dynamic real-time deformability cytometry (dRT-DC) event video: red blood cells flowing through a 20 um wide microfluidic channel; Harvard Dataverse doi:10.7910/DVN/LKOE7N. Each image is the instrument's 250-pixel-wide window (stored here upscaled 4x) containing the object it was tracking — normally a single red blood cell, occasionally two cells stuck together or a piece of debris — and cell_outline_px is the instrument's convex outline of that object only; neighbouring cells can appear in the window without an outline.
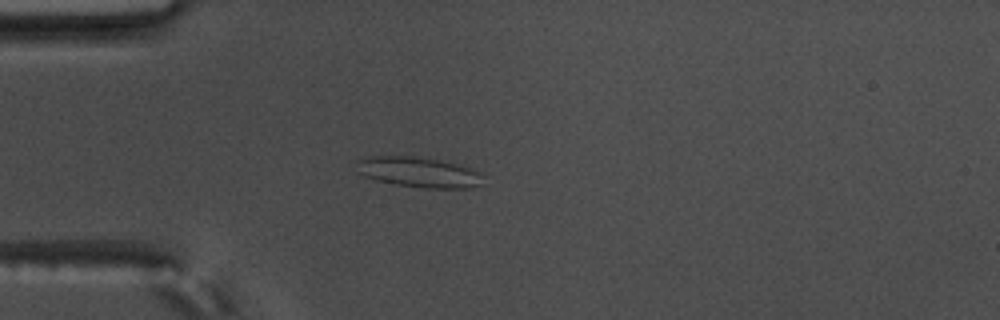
{"species": "common noctule bat (a hibernating species)", "species_latin": "Nyctalus noctula", "temperature_condition": "warm", "stored_images_in_passage": 56, "camera_frame_rate_fps": 3000, "um_per_image_px": 0.085, "animal": {"sex": "male", "body_mass_g": 17.5, "forearm_length_mm": 52.3}, "frame": {"image": 1, "passage_image": 14, "time_ms": 4.333, "image_size_px": [1000, 320], "cell_outline_px": [[484, 184], [468, 188], [424, 188], [396, 184], [376, 180], [364, 176], [356, 172], [356, 160], [368, 156], [412, 156], [436, 160], [456, 164], [484, 172]], "centroid_in_image_um": [35.6, 14.64], "position_along_channel_um": 49.4, "area_um2": 22.6}}
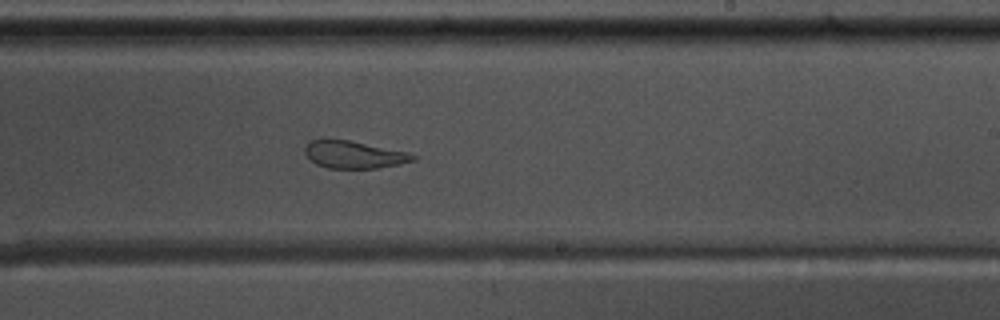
{"frame": {"image": 2, "passage_image": 33, "time_ms": 10.667, "image_size_px": [1000, 320], "cell_outline_px": [[416, 160], [400, 164], [376, 168], [328, 168], [316, 164], [304, 152], [304, 148], [312, 140], [348, 140], [408, 152], [416, 156]], "centroid_in_image_um": [30.12, 13.15], "position_along_channel_um": 258.9, "area_um2": 16.94}}
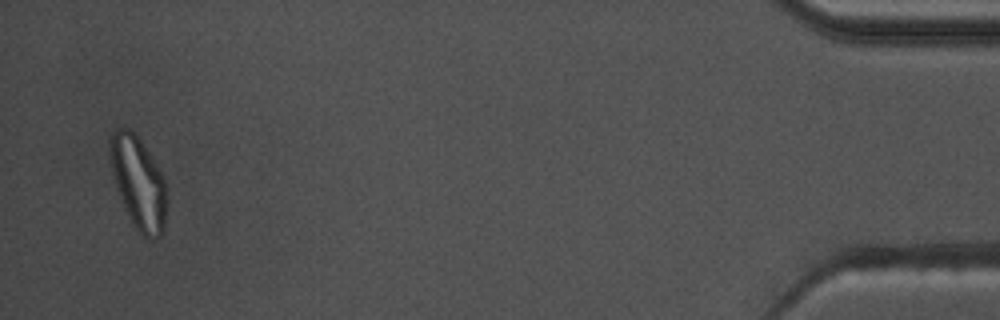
{"frame": {"image": 3, "passage_image": 54, "time_ms": 17.667, "image_size_px": [1000, 320], "cell_outline_px": [[168, 196], [164, 232], [156, 240], [152, 240], [144, 236], [132, 224], [128, 216], [120, 196], [112, 172], [108, 148], [108, 140], [112, 132], [116, 128], [128, 128], [140, 140], [152, 156], [164, 176]], "centroid_in_image_um": [11.79, 15.55], "position_along_channel_um": 423.4, "area_um2": 30.98}, "authors_computed_cell_mechanics": {"area_um2": 22.831, "velocity_mm_per_s": 3.5299, "shape_relaxation_time_tau1_ms": null, "shape_relaxation_time_tau2_ms": 1.7774, "deformation_change_tau1": null, "deformation_change_tau2": 0.0935}}